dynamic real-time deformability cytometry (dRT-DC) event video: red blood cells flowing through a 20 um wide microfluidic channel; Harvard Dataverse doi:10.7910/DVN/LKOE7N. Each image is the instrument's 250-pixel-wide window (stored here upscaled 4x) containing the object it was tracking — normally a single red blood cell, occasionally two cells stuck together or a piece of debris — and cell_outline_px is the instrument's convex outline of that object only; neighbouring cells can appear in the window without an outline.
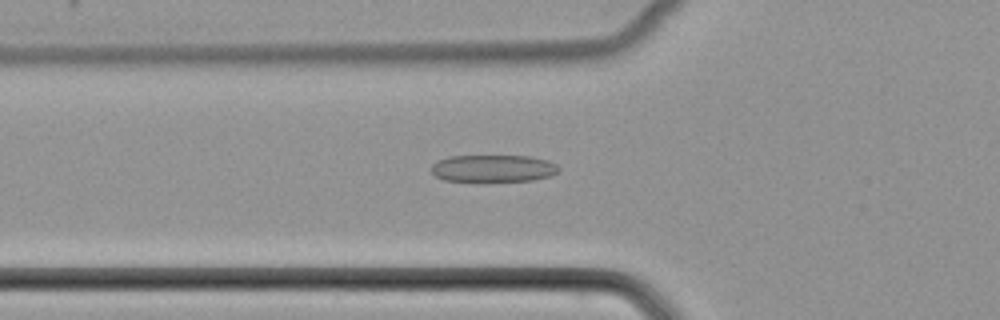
{"species": "common noctule bat (a hibernating species)", "species_latin": "Nyctalus noctula", "temperature_condition": "cold", "stored_images_in_passage": 52, "camera_frame_rate_fps": 3000, "um_per_image_px": 0.085, "animal": {"sex": "female", "body_mass_g": 22.7, "forearm_length_mm": 54.2}, "frame": {"image": 1, "passage_image": 19, "time_ms": 6.0, "image_size_px": [1000, 320], "cell_outline_px": [[560, 168], [556, 172], [548, 176], [532, 180], [480, 184], [444, 180], [436, 176], [432, 172], [432, 164], [436, 160], [448, 156], [528, 156], [548, 160], [556, 164]], "centroid_in_image_um": [41.86, 14.35], "position_along_channel_um": 83.9, "area_um2": 21.04}}
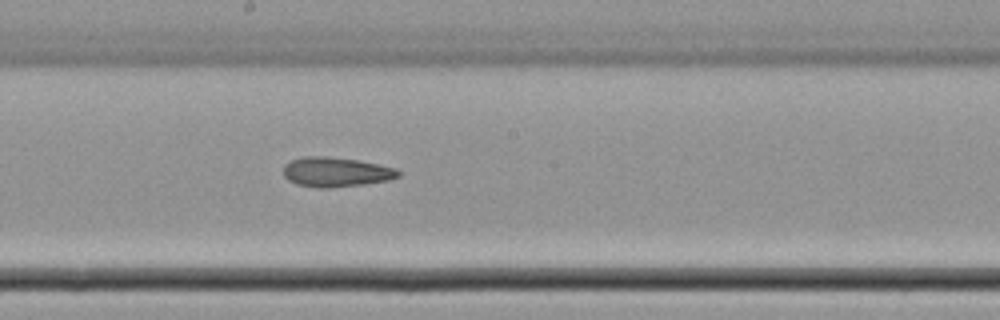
{"frame": {"image": 2, "passage_image": 29, "time_ms": 9.333, "image_size_px": [1000, 320], "cell_outline_px": [[400, 176], [388, 180], [364, 184], [328, 188], [316, 188], [296, 184], [288, 180], [284, 176], [284, 164], [292, 160], [304, 156], [324, 156], [356, 160], [396, 168], [400, 172]], "centroid_in_image_um": [28.53, 14.63], "position_along_channel_um": 219.7, "area_um2": 19.77}}
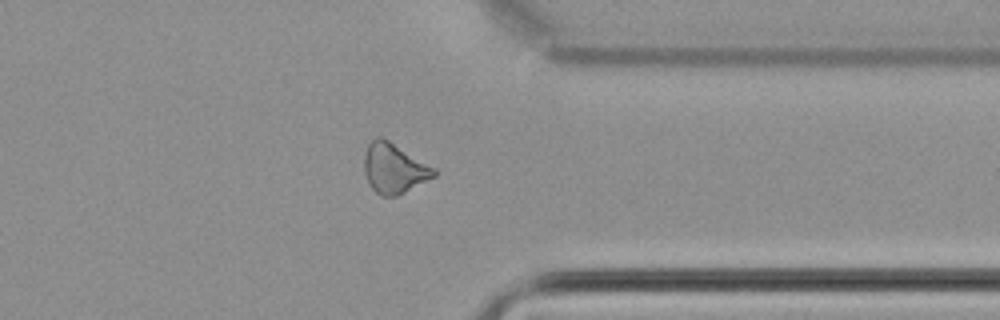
{"frame": {"image": 3, "passage_image": 41, "time_ms": 13.333, "image_size_px": [1000, 320], "cell_outline_px": [[440, 172], [436, 176], [396, 196], [380, 196], [368, 184], [364, 172], [364, 152], [368, 144], [376, 136], [384, 136], [436, 168]], "centroid_in_image_um": [33.5, 14.27], "position_along_channel_um": 377.9, "area_um2": 20.81}}